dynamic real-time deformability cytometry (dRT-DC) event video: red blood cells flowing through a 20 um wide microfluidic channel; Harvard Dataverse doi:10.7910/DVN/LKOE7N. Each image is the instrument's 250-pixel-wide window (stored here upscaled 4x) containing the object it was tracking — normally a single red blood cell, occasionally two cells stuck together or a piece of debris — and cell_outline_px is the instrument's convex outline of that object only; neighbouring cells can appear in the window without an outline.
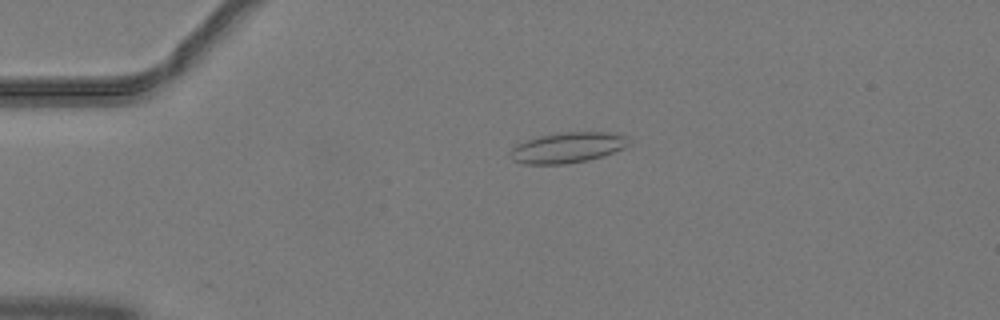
{"species": "common noctule bat (a hibernating species)", "species_latin": "Nyctalus noctula", "temperature_condition": "warm", "stored_images_in_passage": 51, "camera_frame_rate_fps": 3000, "um_per_image_px": 0.085, "animal": {"sex": "male", "body_mass_g": 19.2, "forearm_length_mm": 51.8}, "frame": {"image": 1, "passage_image": 12, "time_ms": 3.667, "image_size_px": [1000, 320], "cell_outline_px": [[632, 144], [624, 148], [604, 156], [588, 160], [564, 164], [524, 164], [512, 160], [512, 148], [516, 144], [540, 136], [560, 132], [616, 132], [628, 136]], "centroid_in_image_um": [48.33, 12.53], "position_along_channel_um": 36.7, "area_um2": 21.27}}
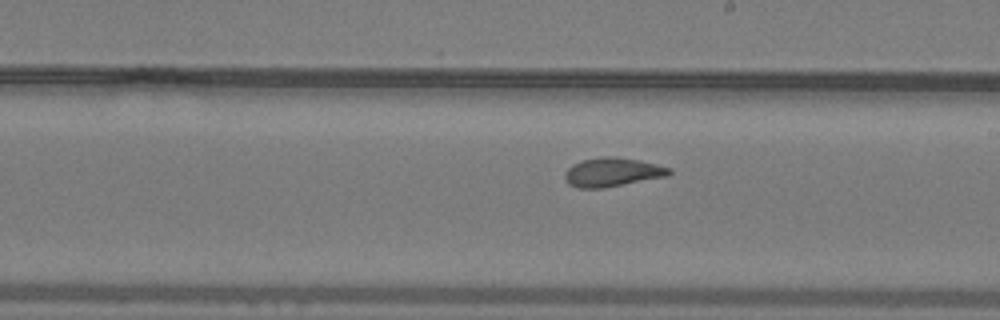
{"frame": {"image": 2, "passage_image": 30, "time_ms": 9.667, "image_size_px": [1000, 320], "cell_outline_px": [[672, 172], [668, 176], [604, 188], [576, 188], [568, 184], [564, 180], [564, 172], [572, 164], [584, 160], [604, 156], [616, 156], [640, 160], [672, 168]], "centroid_in_image_um": [52.04, 14.64], "position_along_channel_um": 237.0, "area_um2": 17.8}}
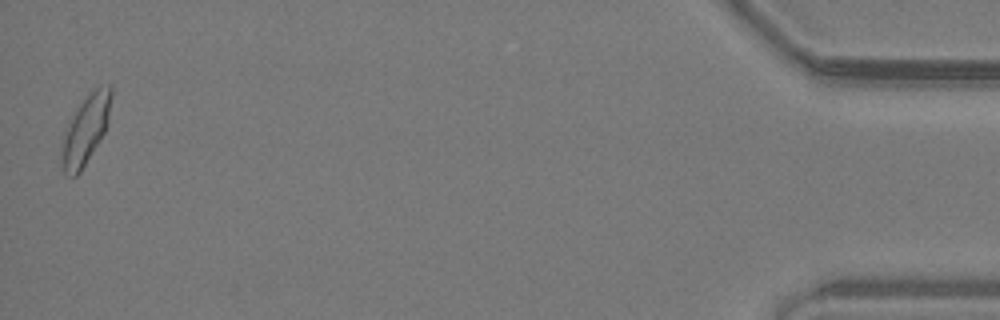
{"frame": {"image": 3, "passage_image": 51, "time_ms": 16.667, "image_size_px": [1000, 320], "cell_outline_px": [[112, 96], [108, 124], [104, 132], [80, 172], [76, 176], [68, 176], [64, 172], [60, 160], [60, 152], [64, 128], [68, 120], [88, 92], [100, 84], [112, 84]], "centroid_in_image_um": [7.26, 10.96], "position_along_channel_um": 427.9, "area_um2": 20.4}, "authors_computed_cell_mechanics": {"area_um2": 18.3804, "velocity_mm_per_s": 4.0391, "shape_relaxation_time_tau1_ms": 10.3088, "shape_relaxation_time_tau2_ms": 1.1129, "deformation_change_tau1": 0.2081, "deformation_change_tau2": 0.0752}}